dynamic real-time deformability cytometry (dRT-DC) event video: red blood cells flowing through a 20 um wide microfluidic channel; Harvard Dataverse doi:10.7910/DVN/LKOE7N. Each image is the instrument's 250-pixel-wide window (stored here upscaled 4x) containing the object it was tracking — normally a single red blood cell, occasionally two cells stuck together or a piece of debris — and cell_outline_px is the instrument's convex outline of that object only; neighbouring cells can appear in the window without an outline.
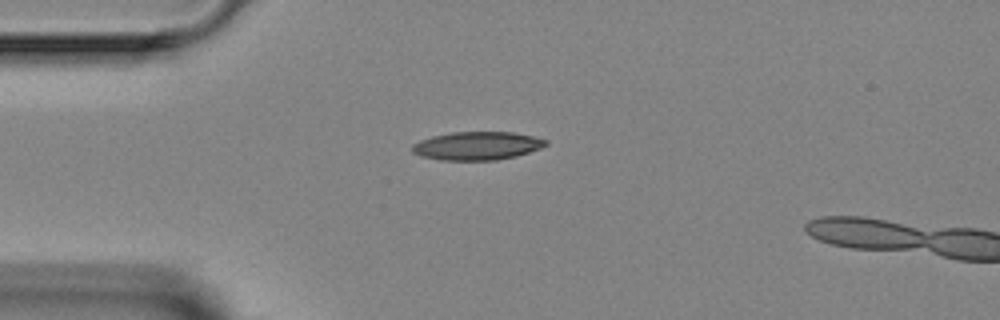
{"species": "Egyptian fruit bat (a non-hibernating species)", "species_latin": "Rousettus aegyptiacus", "temperature_condition": "room temperature", "stored_images_in_passage": 2, "camera_frame_rate_fps": 3000, "um_per_image_px": 0.085, "animal": {"sex": "female"}, "frame": {"image": 1, "passage_image": 1, "time_ms": 0.0, "image_size_px": [1000, 320], "cell_outline_px": [[548, 144], [540, 148], [516, 156], [496, 160], [440, 160], [420, 156], [412, 152], [412, 144], [420, 140], [432, 136], [452, 132], [512, 132], [532, 136], [548, 140]], "centroid_in_image_um": [40.53, 12.39], "position_along_channel_um": 44.5, "area_um2": 22.02}}